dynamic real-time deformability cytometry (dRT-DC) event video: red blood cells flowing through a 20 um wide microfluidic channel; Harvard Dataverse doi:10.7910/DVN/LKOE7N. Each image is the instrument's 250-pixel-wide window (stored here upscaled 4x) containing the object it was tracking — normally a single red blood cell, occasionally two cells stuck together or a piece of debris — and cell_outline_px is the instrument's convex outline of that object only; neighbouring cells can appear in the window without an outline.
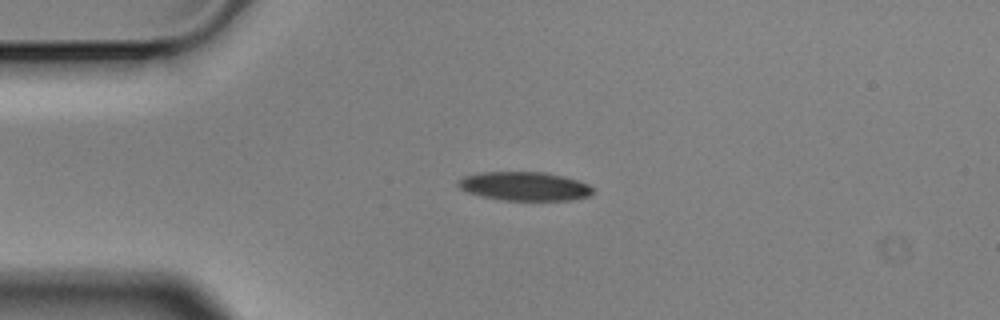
{"species": "Egyptian fruit bat (a non-hibernating species)", "species_latin": "Rousettus aegyptiacus", "temperature_condition": "cold", "stored_images_in_passage": 4, "camera_frame_rate_fps": 3000, "um_per_image_px": 0.085, "animal": {"sex": "male"}, "frame": {"image": 1, "passage_image": 2, "time_ms": 0.333, "image_size_px": [1000, 320], "cell_outline_px": [[592, 192], [588, 196], [572, 200], [504, 200], [484, 196], [468, 192], [460, 188], [456, 184], [456, 180], [464, 176], [476, 172], [544, 172], [564, 176], [580, 180], [588, 184], [592, 188]], "centroid_in_image_um": [44.57, 15.81], "position_along_channel_um": 40.4, "area_um2": 22.66}}
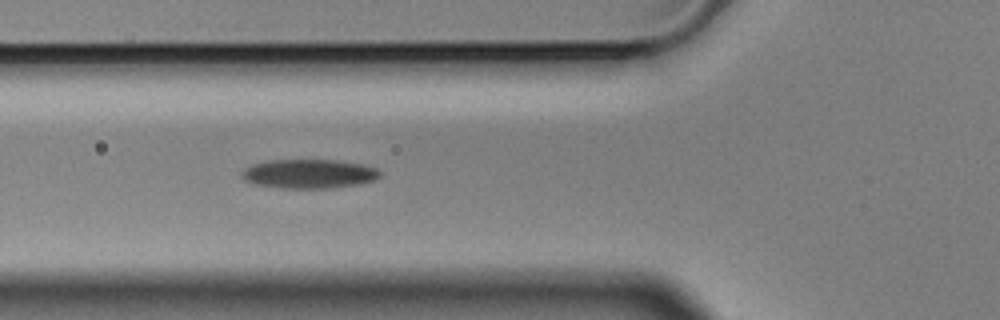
{"frame": {"image": 2, "passage_image": 4, "time_ms": 1.0, "image_size_px": [1000, 320], "cell_outline_px": [[380, 176], [376, 180], [360, 184], [328, 188], [284, 188], [256, 184], [244, 180], [240, 176], [240, 172], [244, 168], [252, 164], [268, 160], [336, 160], [364, 164], [376, 168], [380, 172]], "centroid_in_image_um": [26.26, 14.77], "position_along_channel_um": 99.5, "area_um2": 23.58}}